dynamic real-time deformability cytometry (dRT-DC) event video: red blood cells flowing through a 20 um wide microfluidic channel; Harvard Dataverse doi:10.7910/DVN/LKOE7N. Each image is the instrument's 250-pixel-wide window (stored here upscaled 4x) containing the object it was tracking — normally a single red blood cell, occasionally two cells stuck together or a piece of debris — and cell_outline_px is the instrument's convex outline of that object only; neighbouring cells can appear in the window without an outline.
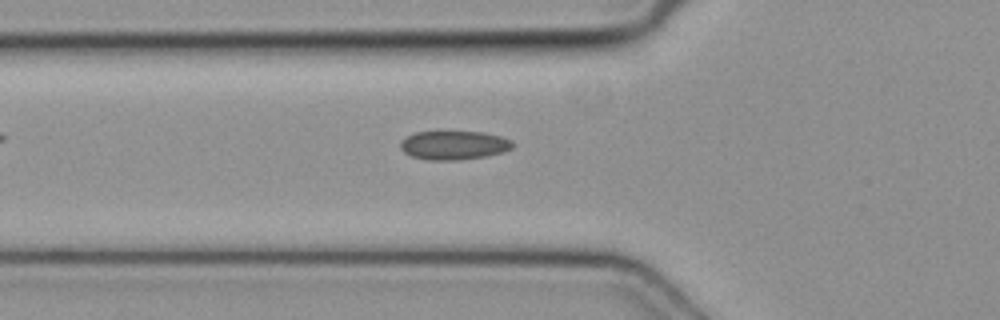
{"species": "common noctule bat (a hibernating species)", "species_latin": "Nyctalus noctula", "temperature_condition": "cold", "stored_images_in_passage": 49, "segment_of_instrument_passage": [1, 2], "camera_frame_rate_fps": 3000, "um_per_image_px": 0.085, "animal": {"sex": "female", "body_mass_g": 19.3, "forearm_length_mm": 54.1}, "frame": {"image": 1, "passage_image": 17, "time_ms": 5.333, "image_size_px": [1000, 320], "cell_outline_px": [[512, 148], [504, 152], [484, 156], [460, 160], [428, 160], [412, 156], [404, 152], [400, 148], [400, 140], [416, 132], [484, 132], [500, 136], [512, 140]], "centroid_in_image_um": [38.57, 12.34], "position_along_channel_um": 87.2, "area_um2": 18.79}}
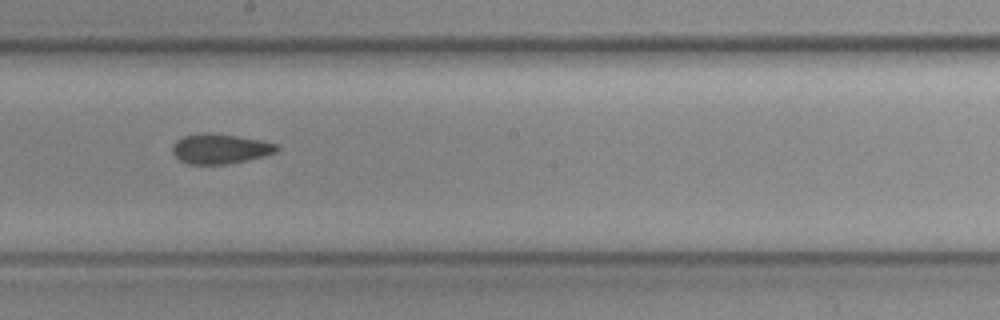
{"frame": {"image": 2, "passage_image": 27, "time_ms": 8.667, "image_size_px": [1000, 320], "cell_outline_px": [[280, 148], [276, 152], [264, 156], [248, 160], [224, 164], [188, 164], [180, 160], [172, 152], [172, 148], [176, 140], [184, 136], [200, 132], [204, 132], [236, 136], [260, 140], [276, 144]], "centroid_in_image_um": [18.7, 12.64], "position_along_channel_um": 229.5, "area_um2": 18.09}}
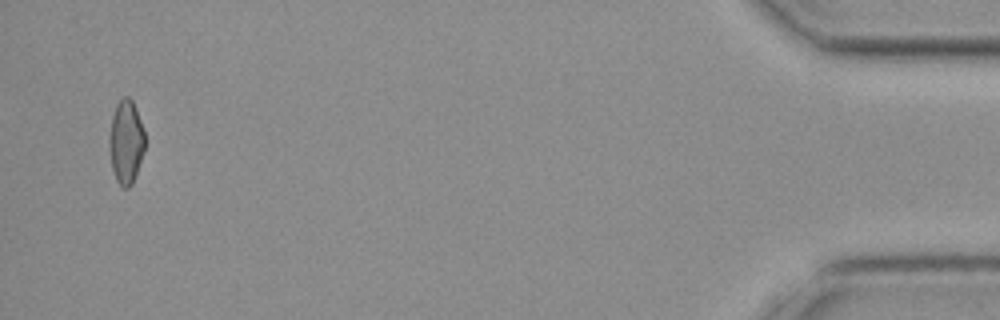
{"frame": {"image": 3, "passage_image": 47, "time_ms": 15.333, "image_size_px": [1000, 320], "cell_outline_px": [[144, 148], [132, 184], [128, 188], [124, 188], [116, 180], [112, 168], [108, 148], [108, 140], [112, 116], [116, 104], [124, 96], [128, 96], [132, 100], [140, 120], [144, 132]], "centroid_in_image_um": [10.68, 12.05], "position_along_channel_um": 424.5, "area_um2": 17.17}}